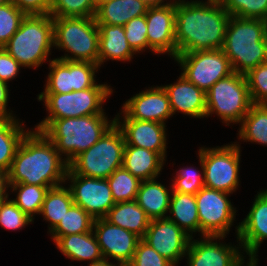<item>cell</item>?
Instances as JSON below:
<instances>
[{
    "mask_svg": "<svg viewBox=\"0 0 267 266\" xmlns=\"http://www.w3.org/2000/svg\"><path fill=\"white\" fill-rule=\"evenodd\" d=\"M230 17L221 1L175 0L177 55L222 49Z\"/></svg>",
    "mask_w": 267,
    "mask_h": 266,
    "instance_id": "1",
    "label": "cell"
},
{
    "mask_svg": "<svg viewBox=\"0 0 267 266\" xmlns=\"http://www.w3.org/2000/svg\"><path fill=\"white\" fill-rule=\"evenodd\" d=\"M68 168L55 145L32 128L16 151L8 171L9 184L25 183L49 189L65 183Z\"/></svg>",
    "mask_w": 267,
    "mask_h": 266,
    "instance_id": "2",
    "label": "cell"
},
{
    "mask_svg": "<svg viewBox=\"0 0 267 266\" xmlns=\"http://www.w3.org/2000/svg\"><path fill=\"white\" fill-rule=\"evenodd\" d=\"M109 114L77 118L41 119L32 127L42 132L69 164L76 156L93 146L113 125Z\"/></svg>",
    "mask_w": 267,
    "mask_h": 266,
    "instance_id": "3",
    "label": "cell"
},
{
    "mask_svg": "<svg viewBox=\"0 0 267 266\" xmlns=\"http://www.w3.org/2000/svg\"><path fill=\"white\" fill-rule=\"evenodd\" d=\"M267 21L231 16L226 28L222 51L233 72L246 74L267 62Z\"/></svg>",
    "mask_w": 267,
    "mask_h": 266,
    "instance_id": "4",
    "label": "cell"
},
{
    "mask_svg": "<svg viewBox=\"0 0 267 266\" xmlns=\"http://www.w3.org/2000/svg\"><path fill=\"white\" fill-rule=\"evenodd\" d=\"M4 49L24 69L39 70L37 68L52 60L53 17L50 14L26 15Z\"/></svg>",
    "mask_w": 267,
    "mask_h": 266,
    "instance_id": "5",
    "label": "cell"
},
{
    "mask_svg": "<svg viewBox=\"0 0 267 266\" xmlns=\"http://www.w3.org/2000/svg\"><path fill=\"white\" fill-rule=\"evenodd\" d=\"M54 50L57 59L98 64L99 29L94 17H53Z\"/></svg>",
    "mask_w": 267,
    "mask_h": 266,
    "instance_id": "6",
    "label": "cell"
},
{
    "mask_svg": "<svg viewBox=\"0 0 267 266\" xmlns=\"http://www.w3.org/2000/svg\"><path fill=\"white\" fill-rule=\"evenodd\" d=\"M114 92L107 82H98L94 87L70 93H39L36 99L46 109V117L42 119L77 118L107 114L105 103Z\"/></svg>",
    "mask_w": 267,
    "mask_h": 266,
    "instance_id": "7",
    "label": "cell"
},
{
    "mask_svg": "<svg viewBox=\"0 0 267 266\" xmlns=\"http://www.w3.org/2000/svg\"><path fill=\"white\" fill-rule=\"evenodd\" d=\"M253 105L244 74L233 72L218 80L206 92L205 118L215 115L222 125L230 126L241 123Z\"/></svg>",
    "mask_w": 267,
    "mask_h": 266,
    "instance_id": "8",
    "label": "cell"
},
{
    "mask_svg": "<svg viewBox=\"0 0 267 266\" xmlns=\"http://www.w3.org/2000/svg\"><path fill=\"white\" fill-rule=\"evenodd\" d=\"M125 140L114 124L93 146L76 156L68 165L76 175L107 179L122 167Z\"/></svg>",
    "mask_w": 267,
    "mask_h": 266,
    "instance_id": "9",
    "label": "cell"
},
{
    "mask_svg": "<svg viewBox=\"0 0 267 266\" xmlns=\"http://www.w3.org/2000/svg\"><path fill=\"white\" fill-rule=\"evenodd\" d=\"M196 155L202 158L206 188L234 194L241 187V148L233 141L220 146L201 145Z\"/></svg>",
    "mask_w": 267,
    "mask_h": 266,
    "instance_id": "10",
    "label": "cell"
},
{
    "mask_svg": "<svg viewBox=\"0 0 267 266\" xmlns=\"http://www.w3.org/2000/svg\"><path fill=\"white\" fill-rule=\"evenodd\" d=\"M231 195L233 194L206 187L195 194L200 222V237L228 236L232 227H235L234 234L237 237L239 223L236 222L238 221L236 215H238L239 210L231 202Z\"/></svg>",
    "mask_w": 267,
    "mask_h": 266,
    "instance_id": "11",
    "label": "cell"
},
{
    "mask_svg": "<svg viewBox=\"0 0 267 266\" xmlns=\"http://www.w3.org/2000/svg\"><path fill=\"white\" fill-rule=\"evenodd\" d=\"M173 60L180 67L181 74L205 92L218 80L233 73L230 61L222 49L181 53Z\"/></svg>",
    "mask_w": 267,
    "mask_h": 266,
    "instance_id": "12",
    "label": "cell"
},
{
    "mask_svg": "<svg viewBox=\"0 0 267 266\" xmlns=\"http://www.w3.org/2000/svg\"><path fill=\"white\" fill-rule=\"evenodd\" d=\"M190 239L185 255L186 266H244L249 260L242 245L228 242L227 236H202ZM236 244V245H235Z\"/></svg>",
    "mask_w": 267,
    "mask_h": 266,
    "instance_id": "13",
    "label": "cell"
},
{
    "mask_svg": "<svg viewBox=\"0 0 267 266\" xmlns=\"http://www.w3.org/2000/svg\"><path fill=\"white\" fill-rule=\"evenodd\" d=\"M47 65L48 75L40 93H70L94 87L99 82L96 79L101 69L98 64L53 57Z\"/></svg>",
    "mask_w": 267,
    "mask_h": 266,
    "instance_id": "14",
    "label": "cell"
},
{
    "mask_svg": "<svg viewBox=\"0 0 267 266\" xmlns=\"http://www.w3.org/2000/svg\"><path fill=\"white\" fill-rule=\"evenodd\" d=\"M65 184H68L74 204L94 219L104 218L115 204L107 179L76 175L68 168Z\"/></svg>",
    "mask_w": 267,
    "mask_h": 266,
    "instance_id": "15",
    "label": "cell"
},
{
    "mask_svg": "<svg viewBox=\"0 0 267 266\" xmlns=\"http://www.w3.org/2000/svg\"><path fill=\"white\" fill-rule=\"evenodd\" d=\"M147 23L148 53L177 56L175 42V0L166 4H151L145 14Z\"/></svg>",
    "mask_w": 267,
    "mask_h": 266,
    "instance_id": "16",
    "label": "cell"
},
{
    "mask_svg": "<svg viewBox=\"0 0 267 266\" xmlns=\"http://www.w3.org/2000/svg\"><path fill=\"white\" fill-rule=\"evenodd\" d=\"M115 124L121 130L125 144L145 148L158 153L166 162L169 134L167 125L129 118L120 108L116 112Z\"/></svg>",
    "mask_w": 267,
    "mask_h": 266,
    "instance_id": "17",
    "label": "cell"
},
{
    "mask_svg": "<svg viewBox=\"0 0 267 266\" xmlns=\"http://www.w3.org/2000/svg\"><path fill=\"white\" fill-rule=\"evenodd\" d=\"M93 233L103 258L120 266H127L141 240L136 234L118 227L105 218L94 220Z\"/></svg>",
    "mask_w": 267,
    "mask_h": 266,
    "instance_id": "18",
    "label": "cell"
},
{
    "mask_svg": "<svg viewBox=\"0 0 267 266\" xmlns=\"http://www.w3.org/2000/svg\"><path fill=\"white\" fill-rule=\"evenodd\" d=\"M191 237L176 223L163 219L150 220L142 240L175 266L185 260Z\"/></svg>",
    "mask_w": 267,
    "mask_h": 266,
    "instance_id": "19",
    "label": "cell"
},
{
    "mask_svg": "<svg viewBox=\"0 0 267 266\" xmlns=\"http://www.w3.org/2000/svg\"><path fill=\"white\" fill-rule=\"evenodd\" d=\"M250 207L247 215L239 221L237 237L247 260L260 261L258 252L267 240V188L257 191Z\"/></svg>",
    "mask_w": 267,
    "mask_h": 266,
    "instance_id": "20",
    "label": "cell"
},
{
    "mask_svg": "<svg viewBox=\"0 0 267 266\" xmlns=\"http://www.w3.org/2000/svg\"><path fill=\"white\" fill-rule=\"evenodd\" d=\"M121 110L132 119L155 121L167 125L175 117L170 108L169 97L162 85L147 86L126 99Z\"/></svg>",
    "mask_w": 267,
    "mask_h": 266,
    "instance_id": "21",
    "label": "cell"
},
{
    "mask_svg": "<svg viewBox=\"0 0 267 266\" xmlns=\"http://www.w3.org/2000/svg\"><path fill=\"white\" fill-rule=\"evenodd\" d=\"M176 81L162 85L166 90L172 114H183L189 119H205L206 92L179 73Z\"/></svg>",
    "mask_w": 267,
    "mask_h": 266,
    "instance_id": "22",
    "label": "cell"
},
{
    "mask_svg": "<svg viewBox=\"0 0 267 266\" xmlns=\"http://www.w3.org/2000/svg\"><path fill=\"white\" fill-rule=\"evenodd\" d=\"M99 29V56L100 68L110 60L116 62H132L138 56L129 46L122 25L97 24ZM103 65V66H102Z\"/></svg>",
    "mask_w": 267,
    "mask_h": 266,
    "instance_id": "23",
    "label": "cell"
},
{
    "mask_svg": "<svg viewBox=\"0 0 267 266\" xmlns=\"http://www.w3.org/2000/svg\"><path fill=\"white\" fill-rule=\"evenodd\" d=\"M161 179L141 181L136 199L150 220L166 218L169 211L172 185L161 183Z\"/></svg>",
    "mask_w": 267,
    "mask_h": 266,
    "instance_id": "24",
    "label": "cell"
},
{
    "mask_svg": "<svg viewBox=\"0 0 267 266\" xmlns=\"http://www.w3.org/2000/svg\"><path fill=\"white\" fill-rule=\"evenodd\" d=\"M54 245L71 263L76 261L94 263L103 260L100 246L93 230L86 233L71 234L59 237Z\"/></svg>",
    "mask_w": 267,
    "mask_h": 266,
    "instance_id": "25",
    "label": "cell"
},
{
    "mask_svg": "<svg viewBox=\"0 0 267 266\" xmlns=\"http://www.w3.org/2000/svg\"><path fill=\"white\" fill-rule=\"evenodd\" d=\"M166 161L156 152L131 145H125L123 167L140 181L160 177Z\"/></svg>",
    "mask_w": 267,
    "mask_h": 266,
    "instance_id": "26",
    "label": "cell"
},
{
    "mask_svg": "<svg viewBox=\"0 0 267 266\" xmlns=\"http://www.w3.org/2000/svg\"><path fill=\"white\" fill-rule=\"evenodd\" d=\"M150 5L147 0H109L97 6L94 19L96 24L124 26L145 15Z\"/></svg>",
    "mask_w": 267,
    "mask_h": 266,
    "instance_id": "27",
    "label": "cell"
},
{
    "mask_svg": "<svg viewBox=\"0 0 267 266\" xmlns=\"http://www.w3.org/2000/svg\"><path fill=\"white\" fill-rule=\"evenodd\" d=\"M176 223L191 238L200 237V222L195 195L172 191L166 217Z\"/></svg>",
    "mask_w": 267,
    "mask_h": 266,
    "instance_id": "28",
    "label": "cell"
},
{
    "mask_svg": "<svg viewBox=\"0 0 267 266\" xmlns=\"http://www.w3.org/2000/svg\"><path fill=\"white\" fill-rule=\"evenodd\" d=\"M104 218L110 223L136 234L141 239L150 223L145 211L135 200L115 203Z\"/></svg>",
    "mask_w": 267,
    "mask_h": 266,
    "instance_id": "29",
    "label": "cell"
},
{
    "mask_svg": "<svg viewBox=\"0 0 267 266\" xmlns=\"http://www.w3.org/2000/svg\"><path fill=\"white\" fill-rule=\"evenodd\" d=\"M238 126L235 143L240 148L242 142L267 147V104H253Z\"/></svg>",
    "mask_w": 267,
    "mask_h": 266,
    "instance_id": "30",
    "label": "cell"
},
{
    "mask_svg": "<svg viewBox=\"0 0 267 266\" xmlns=\"http://www.w3.org/2000/svg\"><path fill=\"white\" fill-rule=\"evenodd\" d=\"M25 122L20 117L0 119V169L9 171L22 139L32 129Z\"/></svg>",
    "mask_w": 267,
    "mask_h": 266,
    "instance_id": "31",
    "label": "cell"
},
{
    "mask_svg": "<svg viewBox=\"0 0 267 266\" xmlns=\"http://www.w3.org/2000/svg\"><path fill=\"white\" fill-rule=\"evenodd\" d=\"M73 204L72 194L67 184L48 189L39 213V217L48 224V235L58 226Z\"/></svg>",
    "mask_w": 267,
    "mask_h": 266,
    "instance_id": "32",
    "label": "cell"
},
{
    "mask_svg": "<svg viewBox=\"0 0 267 266\" xmlns=\"http://www.w3.org/2000/svg\"><path fill=\"white\" fill-rule=\"evenodd\" d=\"M48 188L46 186L28 185L25 183L10 184L11 200L33 221L40 213L44 197ZM15 193V194H14ZM14 195V197H13Z\"/></svg>",
    "mask_w": 267,
    "mask_h": 266,
    "instance_id": "33",
    "label": "cell"
},
{
    "mask_svg": "<svg viewBox=\"0 0 267 266\" xmlns=\"http://www.w3.org/2000/svg\"><path fill=\"white\" fill-rule=\"evenodd\" d=\"M94 220L82 207L73 204L49 234L51 241L54 243L61 236L90 232L93 230Z\"/></svg>",
    "mask_w": 267,
    "mask_h": 266,
    "instance_id": "34",
    "label": "cell"
},
{
    "mask_svg": "<svg viewBox=\"0 0 267 266\" xmlns=\"http://www.w3.org/2000/svg\"><path fill=\"white\" fill-rule=\"evenodd\" d=\"M198 164L196 167L195 164L184 165L182 167L179 165V169L174 170L170 177V182L172 185V190L183 193V194H192L195 195L199 190H201L204 185V169L202 158L198 155ZM201 167V168H200Z\"/></svg>",
    "mask_w": 267,
    "mask_h": 266,
    "instance_id": "35",
    "label": "cell"
},
{
    "mask_svg": "<svg viewBox=\"0 0 267 266\" xmlns=\"http://www.w3.org/2000/svg\"><path fill=\"white\" fill-rule=\"evenodd\" d=\"M107 182L115 203L134 201L141 183L138 178L134 177L123 166L116 169L107 178Z\"/></svg>",
    "mask_w": 267,
    "mask_h": 266,
    "instance_id": "36",
    "label": "cell"
},
{
    "mask_svg": "<svg viewBox=\"0 0 267 266\" xmlns=\"http://www.w3.org/2000/svg\"><path fill=\"white\" fill-rule=\"evenodd\" d=\"M221 3L231 16L267 21V0H221Z\"/></svg>",
    "mask_w": 267,
    "mask_h": 266,
    "instance_id": "37",
    "label": "cell"
},
{
    "mask_svg": "<svg viewBox=\"0 0 267 266\" xmlns=\"http://www.w3.org/2000/svg\"><path fill=\"white\" fill-rule=\"evenodd\" d=\"M97 6L92 0H54L52 17H94Z\"/></svg>",
    "mask_w": 267,
    "mask_h": 266,
    "instance_id": "38",
    "label": "cell"
},
{
    "mask_svg": "<svg viewBox=\"0 0 267 266\" xmlns=\"http://www.w3.org/2000/svg\"><path fill=\"white\" fill-rule=\"evenodd\" d=\"M26 14L12 1L0 6V47H4L19 29Z\"/></svg>",
    "mask_w": 267,
    "mask_h": 266,
    "instance_id": "39",
    "label": "cell"
},
{
    "mask_svg": "<svg viewBox=\"0 0 267 266\" xmlns=\"http://www.w3.org/2000/svg\"><path fill=\"white\" fill-rule=\"evenodd\" d=\"M30 224H34V221L10 197L0 204V227L2 230L21 231Z\"/></svg>",
    "mask_w": 267,
    "mask_h": 266,
    "instance_id": "40",
    "label": "cell"
},
{
    "mask_svg": "<svg viewBox=\"0 0 267 266\" xmlns=\"http://www.w3.org/2000/svg\"><path fill=\"white\" fill-rule=\"evenodd\" d=\"M129 46L138 55L148 53L147 23L145 15L135 17L124 26Z\"/></svg>",
    "mask_w": 267,
    "mask_h": 266,
    "instance_id": "41",
    "label": "cell"
},
{
    "mask_svg": "<svg viewBox=\"0 0 267 266\" xmlns=\"http://www.w3.org/2000/svg\"><path fill=\"white\" fill-rule=\"evenodd\" d=\"M245 77L253 104H267V62L249 70Z\"/></svg>",
    "mask_w": 267,
    "mask_h": 266,
    "instance_id": "42",
    "label": "cell"
},
{
    "mask_svg": "<svg viewBox=\"0 0 267 266\" xmlns=\"http://www.w3.org/2000/svg\"><path fill=\"white\" fill-rule=\"evenodd\" d=\"M127 266H175L165 257L161 256L155 249L145 243L142 239L138 242L137 248L131 262Z\"/></svg>",
    "mask_w": 267,
    "mask_h": 266,
    "instance_id": "43",
    "label": "cell"
},
{
    "mask_svg": "<svg viewBox=\"0 0 267 266\" xmlns=\"http://www.w3.org/2000/svg\"><path fill=\"white\" fill-rule=\"evenodd\" d=\"M24 69L5 49L0 47V81L13 82Z\"/></svg>",
    "mask_w": 267,
    "mask_h": 266,
    "instance_id": "44",
    "label": "cell"
},
{
    "mask_svg": "<svg viewBox=\"0 0 267 266\" xmlns=\"http://www.w3.org/2000/svg\"><path fill=\"white\" fill-rule=\"evenodd\" d=\"M26 15L50 14L54 0H11Z\"/></svg>",
    "mask_w": 267,
    "mask_h": 266,
    "instance_id": "45",
    "label": "cell"
},
{
    "mask_svg": "<svg viewBox=\"0 0 267 266\" xmlns=\"http://www.w3.org/2000/svg\"><path fill=\"white\" fill-rule=\"evenodd\" d=\"M9 88L10 85L0 81V119L19 117L18 114H16V112L13 111L10 106L8 107L11 95V90Z\"/></svg>",
    "mask_w": 267,
    "mask_h": 266,
    "instance_id": "46",
    "label": "cell"
},
{
    "mask_svg": "<svg viewBox=\"0 0 267 266\" xmlns=\"http://www.w3.org/2000/svg\"><path fill=\"white\" fill-rule=\"evenodd\" d=\"M8 172L0 169V204L10 197Z\"/></svg>",
    "mask_w": 267,
    "mask_h": 266,
    "instance_id": "47",
    "label": "cell"
},
{
    "mask_svg": "<svg viewBox=\"0 0 267 266\" xmlns=\"http://www.w3.org/2000/svg\"><path fill=\"white\" fill-rule=\"evenodd\" d=\"M70 266H73V265L71 264ZM87 266H120V265H118L116 263H113V262H110V261H108L106 259H103V260H101L99 262L88 263Z\"/></svg>",
    "mask_w": 267,
    "mask_h": 266,
    "instance_id": "48",
    "label": "cell"
},
{
    "mask_svg": "<svg viewBox=\"0 0 267 266\" xmlns=\"http://www.w3.org/2000/svg\"><path fill=\"white\" fill-rule=\"evenodd\" d=\"M151 4H166L173 0H147Z\"/></svg>",
    "mask_w": 267,
    "mask_h": 266,
    "instance_id": "49",
    "label": "cell"
},
{
    "mask_svg": "<svg viewBox=\"0 0 267 266\" xmlns=\"http://www.w3.org/2000/svg\"><path fill=\"white\" fill-rule=\"evenodd\" d=\"M259 261H255V260H249L244 266H259L260 264Z\"/></svg>",
    "mask_w": 267,
    "mask_h": 266,
    "instance_id": "50",
    "label": "cell"
},
{
    "mask_svg": "<svg viewBox=\"0 0 267 266\" xmlns=\"http://www.w3.org/2000/svg\"><path fill=\"white\" fill-rule=\"evenodd\" d=\"M92 1L96 6H98V5H100V4H102V3L106 2V1H109V0H92Z\"/></svg>",
    "mask_w": 267,
    "mask_h": 266,
    "instance_id": "51",
    "label": "cell"
},
{
    "mask_svg": "<svg viewBox=\"0 0 267 266\" xmlns=\"http://www.w3.org/2000/svg\"><path fill=\"white\" fill-rule=\"evenodd\" d=\"M11 0H0V6L10 3Z\"/></svg>",
    "mask_w": 267,
    "mask_h": 266,
    "instance_id": "52",
    "label": "cell"
}]
</instances>
